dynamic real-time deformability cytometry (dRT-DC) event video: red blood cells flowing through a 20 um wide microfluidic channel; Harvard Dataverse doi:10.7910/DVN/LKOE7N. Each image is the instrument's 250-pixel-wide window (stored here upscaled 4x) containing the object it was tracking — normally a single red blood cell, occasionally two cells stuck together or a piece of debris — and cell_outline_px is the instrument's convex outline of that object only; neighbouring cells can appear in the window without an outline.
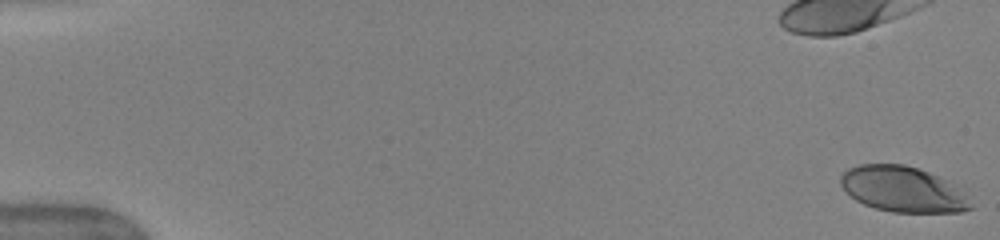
{"species": "human", "species_latin": "Homo sapiens", "temperature_condition": "warm", "stored_images_in_passage": 49, "camera_frame_rate_fps": 3000, "um_per_image_px": 0.085, "donor": {"sex": "female"}, "frame": {"image": 1, "passage_image": 1, "time_ms": 0.0, "image_size_px": [1000, 240], "cell_outline_px": [[972, 208], [960, 212], [892, 212], [876, 208], [864, 204], [856, 200], [844, 192], [840, 184], [840, 176], [848, 168], [860, 164], [904, 164], [940, 176], [960, 184], [968, 196], [972, 204]], "centroid_in_image_um": [76.79, 16.08], "position_along_channel_um": 8.2, "area_um2": 35.14}, "authors_computed_cell_mechanics": {"area_um2": 41.0958, "velocity_mm_per_s": 4.0353, "shape_relaxation_time_tau1_ms": 2.9784, "shape_relaxation_time_tau2_ms": null, "deformation_change_tau1": 0.1957, "deformation_change_tau2": null}}